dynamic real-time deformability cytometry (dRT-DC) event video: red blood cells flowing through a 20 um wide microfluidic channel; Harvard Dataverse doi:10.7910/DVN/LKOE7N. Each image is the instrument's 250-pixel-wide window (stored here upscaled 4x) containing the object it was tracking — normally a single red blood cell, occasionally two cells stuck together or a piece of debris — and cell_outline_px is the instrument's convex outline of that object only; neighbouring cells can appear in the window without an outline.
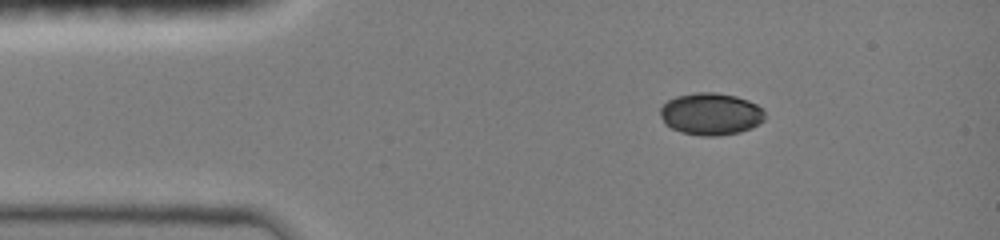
{"species": "common noctule bat (a hibernating species)", "species_latin": "Nyctalus noctula", "temperature_condition": "room temperature", "stored_images_in_passage": 41, "camera_frame_rate_fps": 3000, "um_per_image_px": 0.085, "animal": {"sex": "female", "body_mass_g": 19.0, "forearm_length_mm": 51.5}, "frame": {"image": 1, "passage_image": 1, "time_ms": 0.0, "image_size_px": [1000, 240], "cell_outline_px": [[764, 120], [740, 132], [720, 136], [700, 136], [680, 132], [664, 124], [660, 116], [660, 108], [668, 100], [676, 96], [696, 92], [716, 92], [736, 96], [748, 100], [756, 104], [764, 112]], "centroid_in_image_um": [60.38, 9.69], "position_along_channel_um": 24.6, "area_um2": 25.72}}
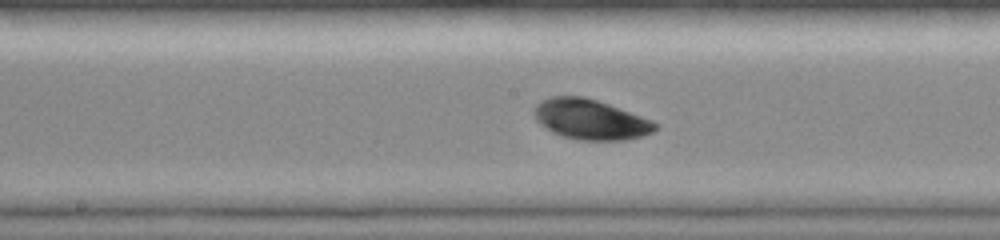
{"frame": {"image": 2, "passage_image": 18, "time_ms": 5.667, "image_size_px": [1000, 240], "cell_outline_px": [[660, 124], [652, 132], [644, 136], [624, 140], [576, 140], [560, 136], [552, 132], [540, 124], [536, 120], [532, 112], [532, 108], [540, 100], [552, 96], [584, 96], [608, 104], [652, 120]], "centroid_in_image_um": [50.15, 10.15], "position_along_channel_um": 198.1, "area_um2": 28.61}}
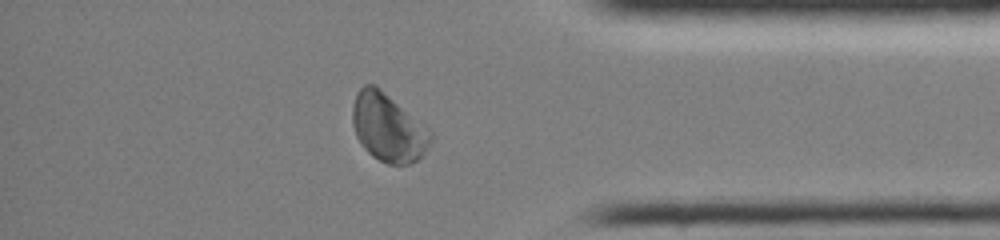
{"frame": {"image": 3, "passage_image": 34, "time_ms": 11.0, "image_size_px": [1000, 240], "cell_outline_px": [[432, 140], [424, 152], [416, 160], [408, 164], [388, 164], [372, 156], [360, 144], [356, 136], [352, 124], [352, 108], [356, 92], [364, 84], [372, 84], [380, 88], [428, 128], [432, 132]], "centroid_in_image_um": [32.96, 10.84], "position_along_channel_um": 402.2, "area_um2": 30.81}, "authors_computed_cell_mechanics": {"area_um2": 28.4376, "velocity_mm_per_s": 3.9901, "shape_relaxation_time_tau1_ms": 0.9119, "shape_relaxation_time_tau2_ms": 5.9715, "deformation_change_tau1": 0.0314, "deformation_change_tau2": 0.0862}}